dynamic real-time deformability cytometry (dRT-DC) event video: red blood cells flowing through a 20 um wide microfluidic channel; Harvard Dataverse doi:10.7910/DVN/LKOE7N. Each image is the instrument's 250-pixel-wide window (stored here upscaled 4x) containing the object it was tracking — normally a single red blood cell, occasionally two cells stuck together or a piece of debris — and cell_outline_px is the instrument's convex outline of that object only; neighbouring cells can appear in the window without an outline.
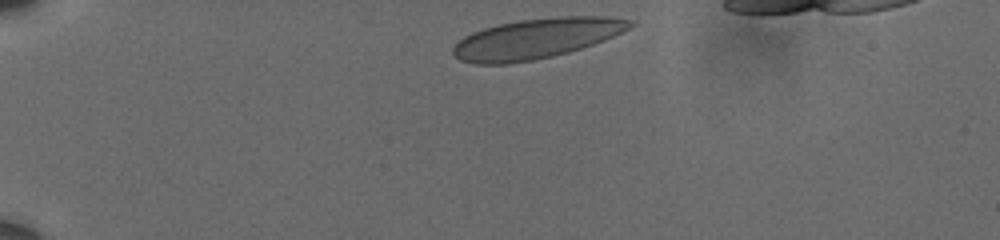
{"species": "human", "species_latin": "Homo sapiens", "temperature_condition": "cold", "stored_images_in_passage": 4, "camera_frame_rate_fps": 3000, "um_per_image_px": 0.085, "donor": {"sex": "male"}, "frame": {"image": 1, "passage_image": 1, "time_ms": 0.0, "image_size_px": [1000, 240], "cell_outline_px": [[636, 24], [604, 40], [568, 52], [552, 56], [532, 60], [508, 64], [476, 64], [460, 60], [452, 52], [452, 48], [464, 36], [472, 32], [484, 28], [500, 24], [520, 20], [556, 16], [608, 16], [636, 20]], "centroid_in_image_um": [45.6, 3.26], "position_along_channel_um": 39.4, "area_um2": 41.21}}
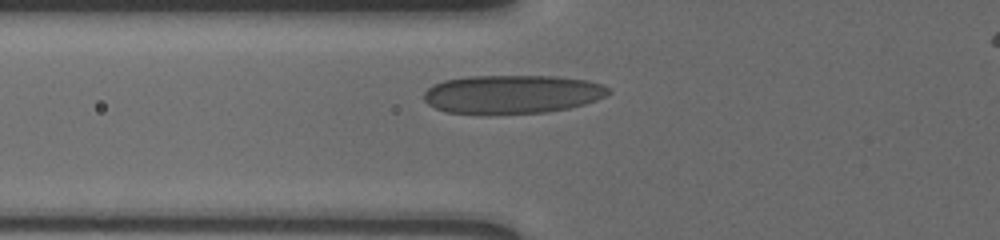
{"frame": {"image": 2, "passage_image": 4, "time_ms": 1.0, "image_size_px": [1000, 240], "cell_outline_px": [[612, 92], [596, 100], [584, 104], [568, 108], [548, 112], [488, 116], [448, 112], [436, 108], [428, 104], [424, 100], [424, 92], [432, 84], [444, 80], [468, 76], [556, 76], [588, 80], [604, 84]], "centroid_in_image_um": [43.51, 8.03], "position_along_channel_um": 82.3, "area_um2": 42.43}}